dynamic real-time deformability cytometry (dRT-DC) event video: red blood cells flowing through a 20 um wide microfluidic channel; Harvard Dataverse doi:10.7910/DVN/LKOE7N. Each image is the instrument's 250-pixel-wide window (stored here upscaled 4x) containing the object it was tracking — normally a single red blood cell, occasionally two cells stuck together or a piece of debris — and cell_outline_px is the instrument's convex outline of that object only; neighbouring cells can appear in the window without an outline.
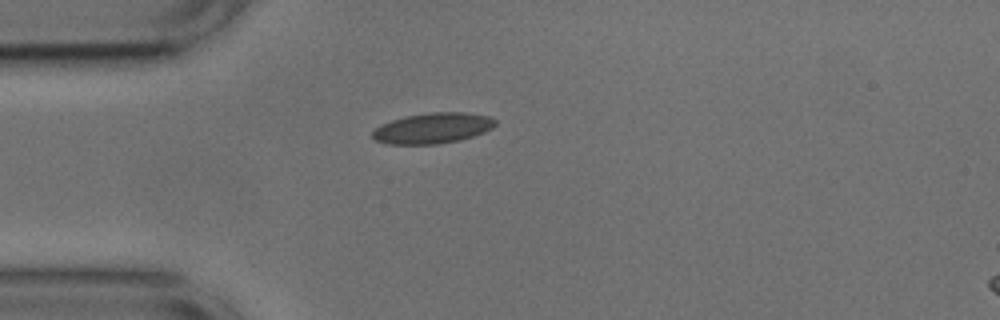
{"species": "common noctule bat (a hibernating species)", "species_latin": "Nyctalus noctula", "temperature_condition": "cold", "stored_images_in_passage": 40, "camera_frame_rate_fps": 3000, "um_per_image_px": 0.085, "animal": {"sex": "male", "body_mass_g": 17.9, "forearm_length_mm": 54.2}, "frame": {"image": 1, "passage_image": 1, "time_ms": 0.0, "image_size_px": [1000, 320], "cell_outline_px": [[496, 124], [492, 128], [484, 132], [460, 140], [436, 144], [388, 144], [376, 140], [372, 136], [372, 132], [380, 124], [404, 116], [432, 112], [464, 112], [488, 116], [496, 120]], "centroid_in_image_um": [36.77, 10.89], "position_along_channel_um": 48.2, "area_um2": 21.85}}
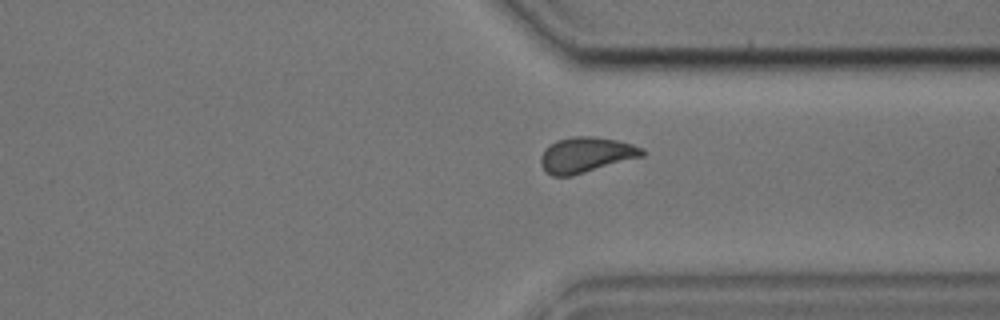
{"frame": {"image": 2, "passage_image": 27, "time_ms": 8.667, "image_size_px": [1000, 320], "cell_outline_px": [[648, 152], [644, 156], [572, 176], [552, 176], [544, 172], [540, 164], [540, 156], [544, 148], [556, 140], [576, 136], [596, 136], [616, 140], [632, 144], [644, 148]], "centroid_in_image_um": [49.81, 13.17], "position_along_channel_um": 361.6, "area_um2": 21.33}}
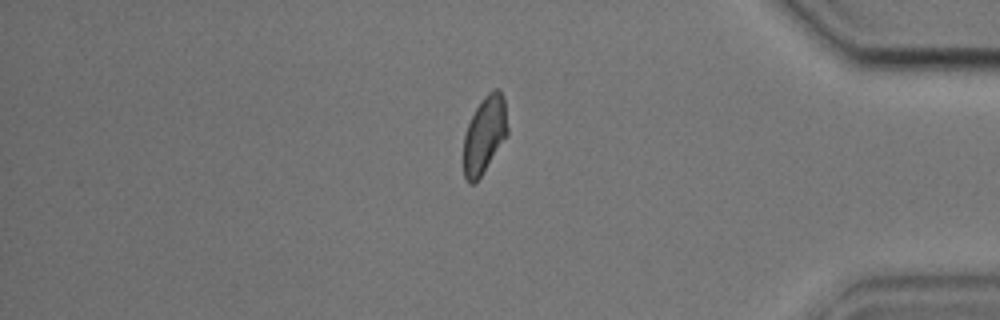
{"frame": {"image": 3, "passage_image": 32, "time_ms": 10.333, "image_size_px": [1000, 320], "cell_outline_px": [[508, 136], [480, 176], [472, 184], [468, 184], [464, 176], [464, 136], [468, 124], [480, 100], [492, 88], [500, 88], [504, 100], [508, 128]], "centroid_in_image_um": [41.2, 11.42], "position_along_channel_um": 394.0, "area_um2": 19.77}, "authors_computed_cell_mechanics": {"area_um2": 20.519, "velocity_mm_per_s": 3.7499, "shape_relaxation_time_tau1_ms": null, "shape_relaxation_time_tau2_ms": 1.436, "deformation_change_tau1": null, "deformation_change_tau2": 0.0623}}